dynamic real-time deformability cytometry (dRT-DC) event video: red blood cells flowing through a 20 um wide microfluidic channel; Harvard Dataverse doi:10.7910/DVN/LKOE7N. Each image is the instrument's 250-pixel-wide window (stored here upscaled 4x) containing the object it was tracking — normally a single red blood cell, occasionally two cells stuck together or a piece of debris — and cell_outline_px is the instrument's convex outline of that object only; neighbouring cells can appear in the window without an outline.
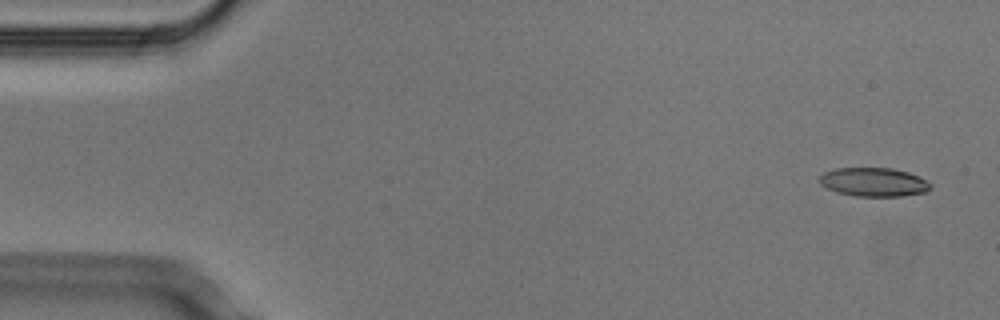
{"species": "Egyptian fruit bat (a non-hibernating species)", "species_latin": "Rousettus aegyptiacus", "temperature_condition": "cold", "stored_images_in_passage": 4, "camera_frame_rate_fps": 3000, "um_per_image_px": 0.085, "animal": {"sex": "male"}, "frame": {"image": 1, "passage_image": 1, "time_ms": 0.0, "image_size_px": [1000, 320], "cell_outline_px": [[932, 188], [924, 192], [900, 196], [856, 196], [836, 192], [820, 184], [820, 176], [824, 172], [836, 168], [892, 168], [908, 172], [928, 180], [932, 184]], "centroid_in_image_um": [74.29, 15.47], "position_along_channel_um": 10.7, "area_um2": 18.61}}
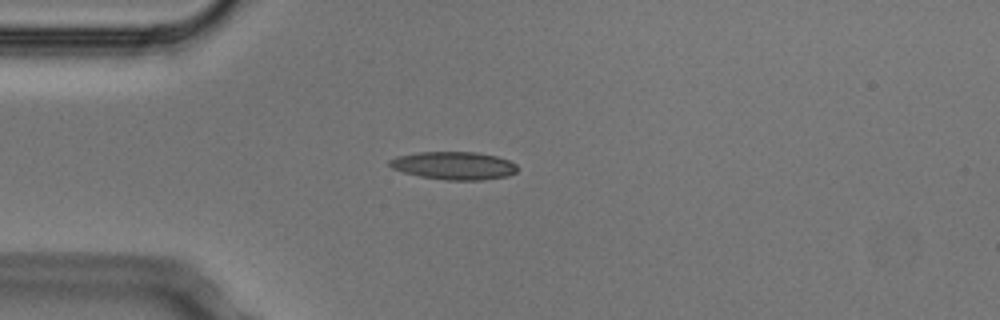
{"frame": {"image": 2, "passage_image": 4, "time_ms": 1.0, "image_size_px": [1000, 320], "cell_outline_px": [[516, 172], [508, 176], [480, 180], [444, 180], [420, 176], [404, 172], [392, 168], [388, 164], [388, 160], [396, 156], [420, 152], [476, 152], [496, 156], [508, 160], [516, 164]], "centroid_in_image_um": [38.56, 14.07], "position_along_channel_um": 46.4, "area_um2": 20.75}}